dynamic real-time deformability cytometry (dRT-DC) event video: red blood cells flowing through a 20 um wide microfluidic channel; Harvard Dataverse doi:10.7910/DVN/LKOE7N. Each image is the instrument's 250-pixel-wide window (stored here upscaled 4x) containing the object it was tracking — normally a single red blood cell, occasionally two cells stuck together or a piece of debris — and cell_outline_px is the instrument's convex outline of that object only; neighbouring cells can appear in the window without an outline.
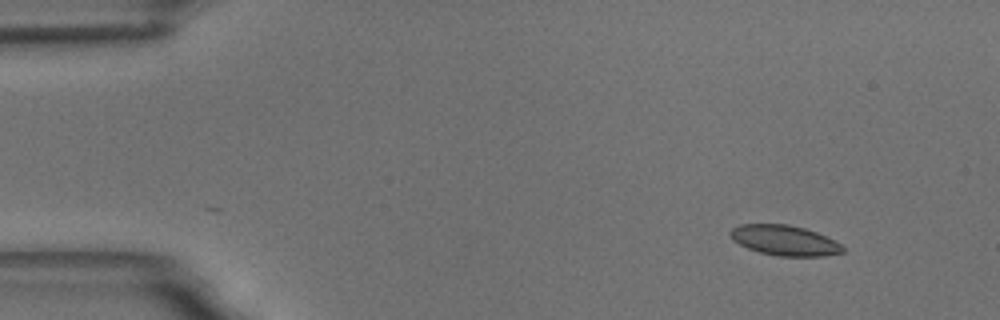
{"species": "common noctule bat (a hibernating species)", "species_latin": "Nyctalus noctula", "temperature_condition": "room temperature", "stored_images_in_passage": 2, "camera_frame_rate_fps": 3000, "um_per_image_px": 0.085, "animal": {"sex": "male", "body_mass_g": 18.8}, "frame": {"image": 1, "passage_image": 2, "time_ms": 1.0, "image_size_px": [1000, 320], "cell_outline_px": [[844, 252], [824, 256], [780, 256], [760, 252], [748, 248], [732, 240], [728, 232], [732, 228], [740, 224], [788, 224], [804, 228], [816, 232], [836, 240], [844, 248]], "centroid_in_image_um": [66.69, 20.42], "position_along_channel_um": 18.3, "area_um2": 19.83}}